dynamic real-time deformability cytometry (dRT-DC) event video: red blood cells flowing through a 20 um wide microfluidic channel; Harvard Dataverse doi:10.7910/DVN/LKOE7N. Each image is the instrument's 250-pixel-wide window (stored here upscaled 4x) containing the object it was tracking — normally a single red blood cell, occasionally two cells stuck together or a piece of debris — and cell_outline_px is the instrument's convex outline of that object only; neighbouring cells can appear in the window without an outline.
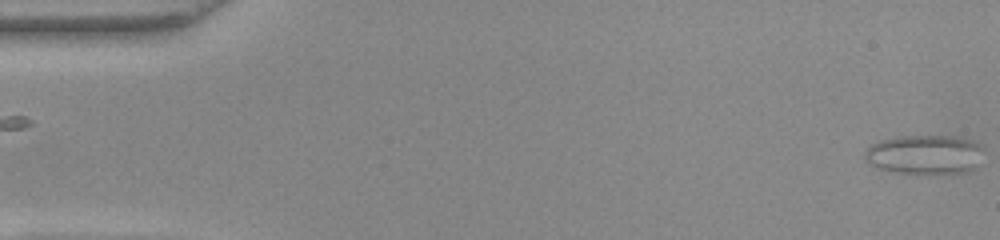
{"species": "common noctule bat (a hibernating species)", "species_latin": "Nyctalus noctula", "temperature_condition": "warm", "stored_images_in_passage": 16, "camera_frame_rate_fps": 3000, "um_per_image_px": 0.085, "animal": {"sex": "female", "body_mass_g": 22.0, "forearm_length_mm": 56.7}, "frame": {"image": 1, "passage_image": 1, "time_ms": 0.0, "image_size_px": [1000, 240], "cell_outline_px": [[980, 144], [976, 168], [968, 172], [892, 172], [868, 164], [864, 160], [864, 152], [872, 144], [880, 140], [904, 136], [952, 136], [972, 140]], "centroid_in_image_um": [78.53, 13.12], "position_along_channel_um": 6.5, "area_um2": 26.59}}
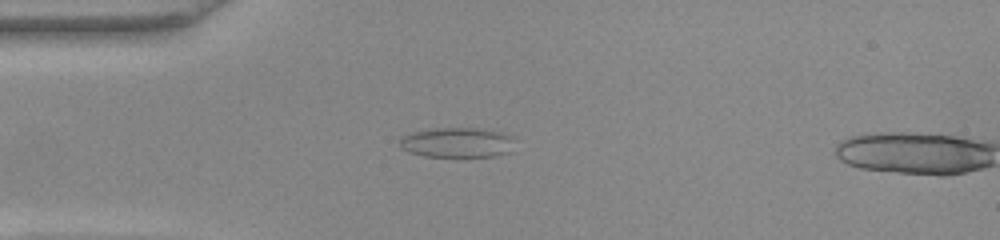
{"frame": {"image": 2, "passage_image": 14, "time_ms": 4.333, "image_size_px": [1000, 240], "cell_outline_px": [[512, 152], [496, 156], [424, 156], [408, 152], [400, 148], [400, 140], [404, 136], [412, 132], [436, 128], [476, 128], [496, 132], [512, 136]], "centroid_in_image_um": [38.84, 12.12], "position_along_channel_um": 46.2, "area_um2": 19.88}}